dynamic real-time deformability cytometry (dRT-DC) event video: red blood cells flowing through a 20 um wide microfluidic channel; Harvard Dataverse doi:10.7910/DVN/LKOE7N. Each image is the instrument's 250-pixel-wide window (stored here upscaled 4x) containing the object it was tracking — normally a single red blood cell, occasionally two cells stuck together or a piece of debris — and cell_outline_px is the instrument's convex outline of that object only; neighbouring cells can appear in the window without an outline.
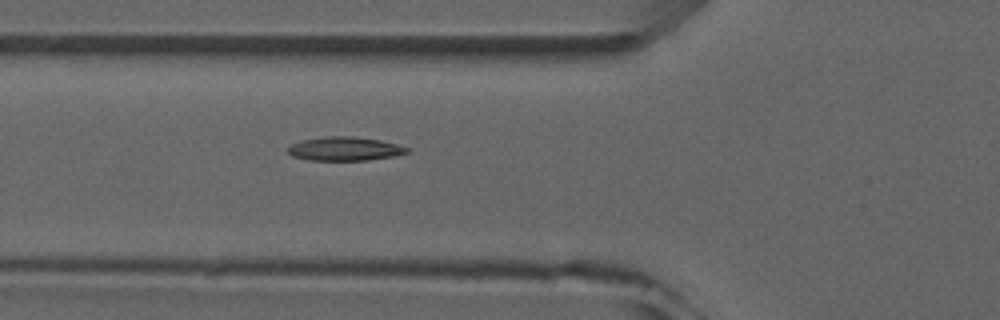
{"species": "common noctule bat (a hibernating species)", "species_latin": "Nyctalus noctula", "temperature_condition": "room temperature", "stored_images_in_passage": 3, "camera_frame_rate_fps": 3000, "um_per_image_px": 0.085, "animal": {"sex": "male", "forearm_length_mm": 52.5}, "frame": {"image": 1, "passage_image": 3, "time_ms": 2.333, "image_size_px": [1000, 320], "cell_outline_px": [[408, 152], [396, 156], [368, 160], [308, 160], [292, 156], [288, 152], [288, 148], [292, 144], [300, 140], [324, 136], [352, 136], [380, 140], [396, 144], [408, 148]], "centroid_in_image_um": [29.28, 12.64], "position_along_channel_um": 96.5, "area_um2": 16.53}}